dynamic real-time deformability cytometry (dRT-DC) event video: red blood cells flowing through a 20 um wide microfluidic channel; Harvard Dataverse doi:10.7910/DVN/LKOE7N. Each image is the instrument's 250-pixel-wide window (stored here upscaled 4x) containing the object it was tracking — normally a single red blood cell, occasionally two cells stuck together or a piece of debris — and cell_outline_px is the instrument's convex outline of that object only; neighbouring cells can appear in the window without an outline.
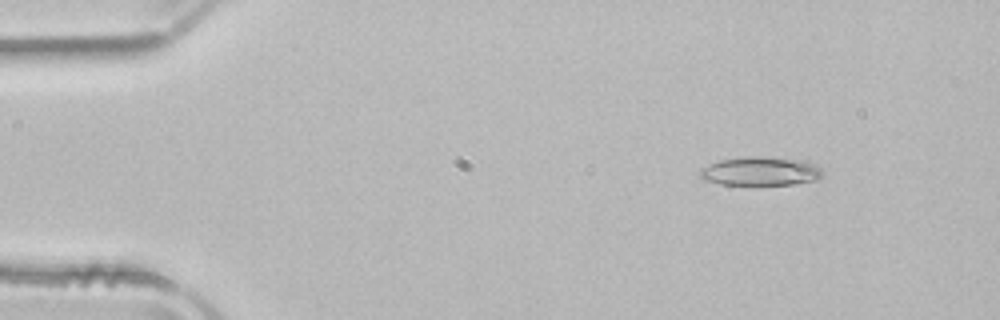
{"species": "common noctule bat (a hibernating species)", "species_latin": "Nyctalus noctula", "temperature_condition": "room temperature", "stored_images_in_passage": 51, "camera_frame_rate_fps": 3000, "um_per_image_px": 0.085, "animal": {"sex": "male", "body_mass_g": 21.5, "forearm_length_mm": 52.0}, "frame": {"image": 1, "passage_image": 6, "time_ms": 1.667, "image_size_px": [1000, 320], "cell_outline_px": [[824, 172], [816, 180], [796, 184], [720, 184], [704, 180], [700, 176], [700, 168], [708, 164], [720, 160], [752, 156], [760, 156], [800, 160], [812, 164], [820, 168]], "centroid_in_image_um": [64.61, 14.55], "position_along_channel_um": 20.4, "area_um2": 20.29}}
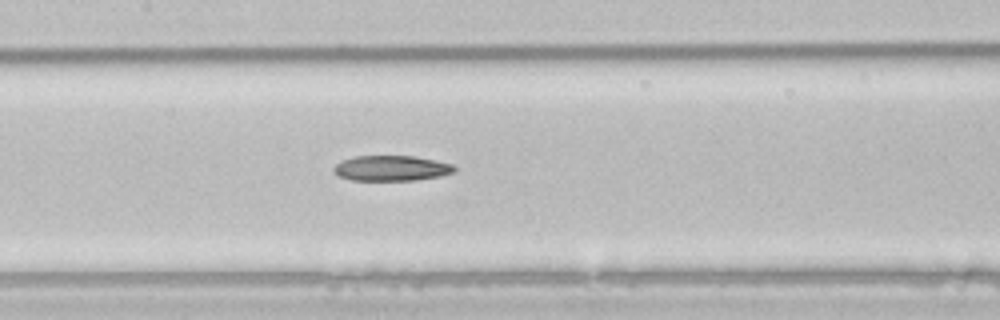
{"frame": {"image": 2, "passage_image": 24, "time_ms": 7.667, "image_size_px": [1000, 320], "cell_outline_px": [[456, 168], [452, 172], [440, 176], [412, 180], [352, 180], [340, 176], [332, 172], [332, 168], [340, 160], [352, 156], [412, 156], [452, 164]], "centroid_in_image_um": [33.18, 14.29], "position_along_channel_um": 174.2, "area_um2": 17.69}}
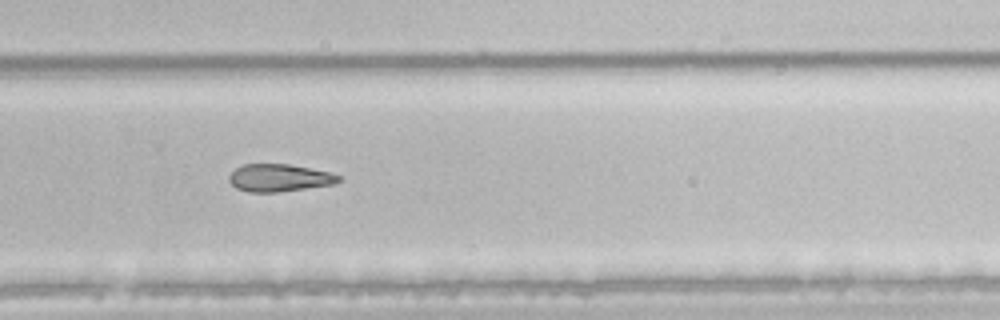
{"frame": {"image": 3, "passage_image": 34, "time_ms": 11.0, "image_size_px": [1000, 320], "cell_outline_px": [[340, 180], [332, 184], [280, 192], [248, 192], [236, 188], [228, 180], [228, 176], [236, 168], [244, 164], [288, 164], [328, 172], [340, 176]], "centroid_in_image_um": [23.68, 15.12], "position_along_channel_um": 306.1, "area_um2": 17.34}}